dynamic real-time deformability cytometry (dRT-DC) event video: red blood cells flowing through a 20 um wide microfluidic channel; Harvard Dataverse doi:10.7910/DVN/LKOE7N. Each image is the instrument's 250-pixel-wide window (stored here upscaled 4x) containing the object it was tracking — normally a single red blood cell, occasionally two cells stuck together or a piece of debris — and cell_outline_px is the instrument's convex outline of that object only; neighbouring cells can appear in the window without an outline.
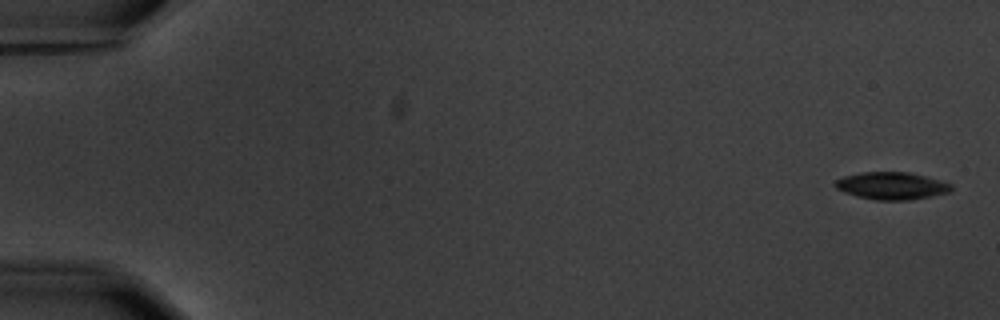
{"species": "common noctule bat (a hibernating species)", "species_latin": "Nyctalus noctula", "temperature_condition": "warm", "stored_images_in_passage": 3, "camera_frame_rate_fps": 3000, "um_per_image_px": 0.085, "animal": {"sex": "male", "body_mass_g": 20.1, "forearm_length_mm": 53.5}, "frame": {"image": 1, "passage_image": 1, "time_ms": 0.0, "image_size_px": [1000, 320], "cell_outline_px": [[952, 188], [948, 192], [932, 196], [908, 200], [876, 200], [856, 196], [844, 192], [836, 188], [832, 184], [836, 180], [844, 176], [860, 172], [908, 172], [940, 180], [952, 184]], "centroid_in_image_um": [75.75, 15.79], "position_along_channel_um": 9.2, "area_um2": 18.5}}